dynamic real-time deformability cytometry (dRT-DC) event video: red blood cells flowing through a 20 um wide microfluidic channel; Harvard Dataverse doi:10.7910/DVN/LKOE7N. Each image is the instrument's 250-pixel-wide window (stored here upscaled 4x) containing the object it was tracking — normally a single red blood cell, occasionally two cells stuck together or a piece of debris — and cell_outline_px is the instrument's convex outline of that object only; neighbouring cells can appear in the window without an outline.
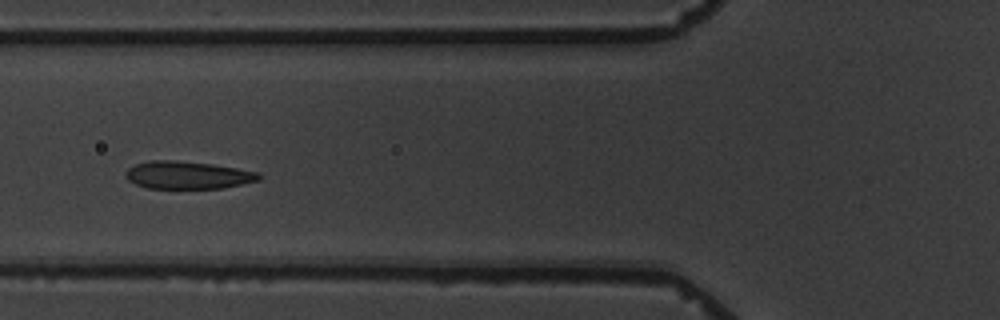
{"species": "common noctule bat (a hibernating species)", "species_latin": "Nyctalus noctula", "temperature_condition": "warm", "stored_images_in_passage": 13, "camera_frame_rate_fps": 3000, "um_per_image_px": 0.085, "animal": {"sex": "male", "body_mass_g": 19.5, "forearm_length_mm": 54.6}, "frame": {"image": 1, "passage_image": 8, "time_ms": 12.333, "image_size_px": [1000, 320], "cell_outline_px": [[264, 176], [260, 180], [224, 188], [148, 188], [136, 184], [128, 180], [124, 176], [124, 172], [128, 168], [136, 164], [148, 160], [176, 160], [212, 164], [260, 172]], "centroid_in_image_um": [15.97, 14.88], "position_along_channel_um": 109.8, "area_um2": 21.68}}
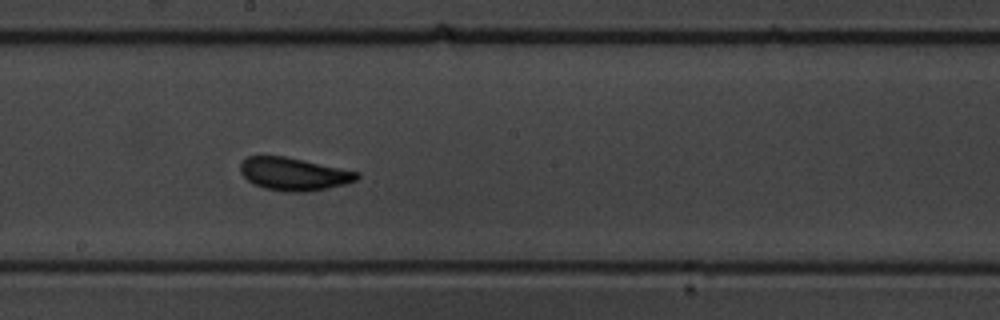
{"frame": {"image": 2, "passage_image": 11, "time_ms": 15.667, "image_size_px": [1000, 320], "cell_outline_px": [[360, 176], [356, 180], [344, 184], [328, 188], [308, 192], [284, 192], [264, 188], [252, 184], [240, 172], [240, 164], [248, 156], [284, 156], [360, 172]], "centroid_in_image_um": [24.96, 14.8], "position_along_channel_um": 223.2, "area_um2": 22.31}}
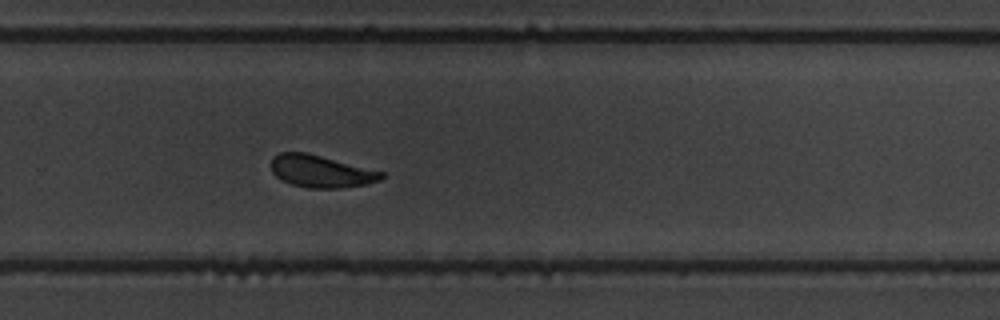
{"frame": {"image": 3, "passage_image": 13, "time_ms": 18.0, "image_size_px": [1000, 320], "cell_outline_px": [[384, 176], [380, 180], [368, 184], [340, 188], [308, 188], [292, 184], [276, 176], [272, 172], [272, 156], [280, 152], [308, 152], [384, 172]], "centroid_in_image_um": [27.29, 14.55], "position_along_channel_um": 302.5, "area_um2": 20.75}}